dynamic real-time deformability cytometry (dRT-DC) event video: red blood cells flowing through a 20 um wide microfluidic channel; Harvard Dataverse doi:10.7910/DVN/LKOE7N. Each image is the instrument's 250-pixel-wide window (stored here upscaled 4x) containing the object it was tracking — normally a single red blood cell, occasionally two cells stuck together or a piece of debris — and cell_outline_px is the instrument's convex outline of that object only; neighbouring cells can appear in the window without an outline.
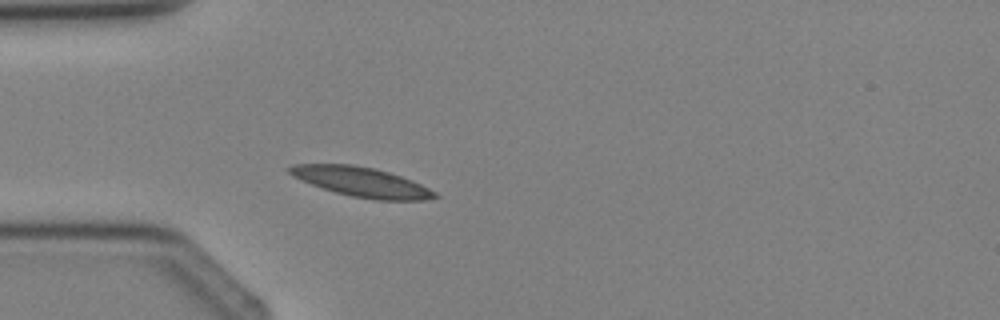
{"species": "Egyptian fruit bat (a non-hibernating species)", "species_latin": "Rousettus aegyptiacus", "temperature_condition": "cold", "stored_images_in_passage": 1, "camera_frame_rate_fps": 3000, "um_per_image_px": 0.085, "animal": {"sex": "female"}, "frame": {"image": 1, "passage_image": 1, "time_ms": 0.0, "image_size_px": [1000, 320], "cell_outline_px": [[440, 196], [424, 200], [376, 200], [352, 196], [336, 192], [300, 180], [292, 176], [284, 168], [292, 164], [352, 164], [372, 168], [388, 172], [412, 180], [436, 192]], "centroid_in_image_um": [30.69, 15.46], "position_along_channel_um": 54.3, "area_um2": 24.91}}